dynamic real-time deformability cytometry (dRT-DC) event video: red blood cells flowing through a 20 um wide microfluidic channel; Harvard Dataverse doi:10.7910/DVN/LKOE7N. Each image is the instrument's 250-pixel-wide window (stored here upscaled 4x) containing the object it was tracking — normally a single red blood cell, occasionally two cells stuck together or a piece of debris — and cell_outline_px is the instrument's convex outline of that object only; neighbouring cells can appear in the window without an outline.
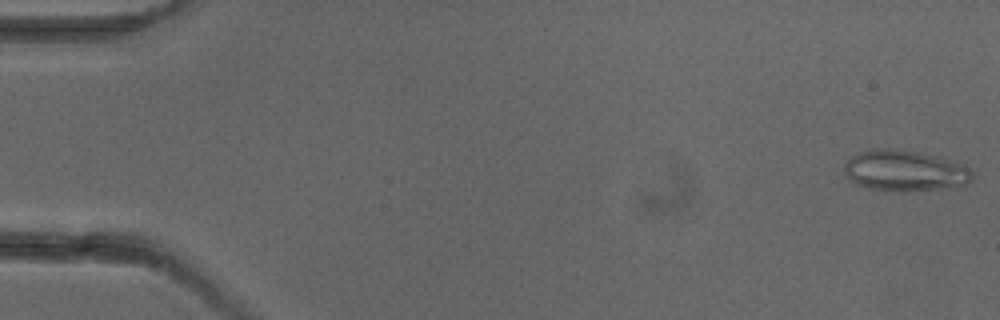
{"species": "common noctule bat (a hibernating species)", "species_latin": "Nyctalus noctula", "temperature_condition": "cold", "stored_images_in_passage": 6, "camera_frame_rate_fps": 3000, "um_per_image_px": 0.085, "animal": {"sex": "female"}, "frame": {"image": 1, "passage_image": 1, "time_ms": 0.0, "image_size_px": [1000, 320], "cell_outline_px": [[972, 180], [968, 184], [936, 188], [872, 188], [856, 184], [844, 176], [844, 164], [852, 156], [860, 152], [888, 148], [896, 148], [920, 152], [936, 156], [968, 168], [972, 172]], "centroid_in_image_um": [76.85, 14.46], "position_along_channel_um": 8.1, "area_um2": 29.07}}